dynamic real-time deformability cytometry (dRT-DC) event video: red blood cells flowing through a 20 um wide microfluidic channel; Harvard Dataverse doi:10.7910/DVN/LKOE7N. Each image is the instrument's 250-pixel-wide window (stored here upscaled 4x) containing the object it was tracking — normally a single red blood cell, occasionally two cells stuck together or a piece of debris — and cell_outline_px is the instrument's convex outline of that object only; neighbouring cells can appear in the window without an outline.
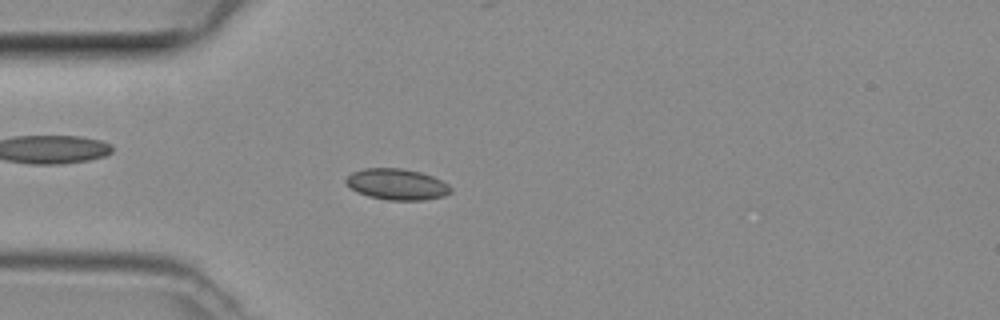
{"species": "common noctule bat (a hibernating species)", "species_latin": "Nyctalus noctula", "temperature_condition": "room temperature", "stored_images_in_passage": 45, "camera_frame_rate_fps": 3000, "um_per_image_px": 0.085, "animal": {"sex": "female", "body_mass_g": 29.2, "forearm_length_mm": 56.3}, "frame": {"image": 1, "passage_image": 10, "time_ms": 3.0, "image_size_px": [1000, 320], "cell_outline_px": [[452, 192], [444, 196], [424, 200], [388, 200], [368, 196], [356, 192], [344, 180], [352, 172], [364, 168], [400, 168], [420, 172], [432, 176], [448, 184], [452, 188]], "centroid_in_image_um": [33.74, 15.67], "position_along_channel_um": 51.3, "area_um2": 18.96}}
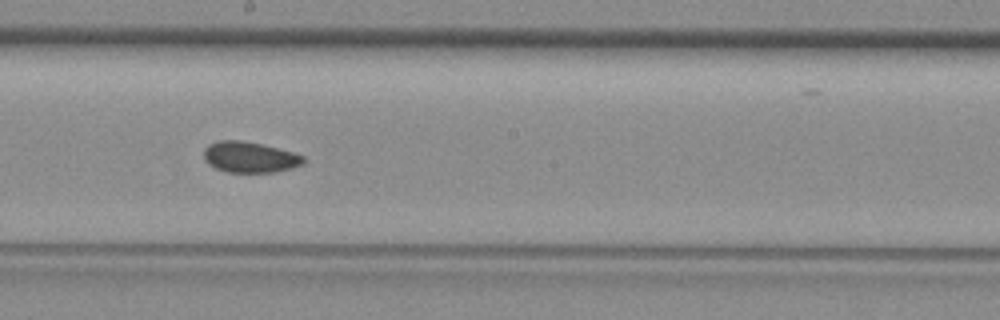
{"frame": {"image": 2, "passage_image": 23, "time_ms": 7.333, "image_size_px": [1000, 320], "cell_outline_px": [[304, 164], [292, 168], [276, 172], [228, 172], [216, 168], [208, 164], [204, 160], [204, 148], [208, 144], [220, 140], [240, 140], [260, 144], [292, 152], [304, 156]], "centroid_in_image_um": [21.21, 13.36], "position_along_channel_um": 227.0, "area_um2": 17.86}}
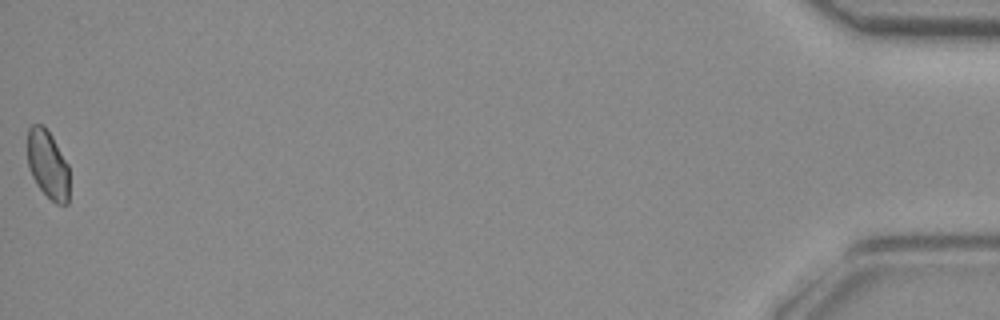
{"frame": {"image": 3, "passage_image": 45, "time_ms": 14.667, "image_size_px": [1000, 320], "cell_outline_px": [[68, 204], [56, 204], [36, 184], [28, 168], [28, 128], [32, 124], [44, 124], [52, 136], [68, 164]], "centroid_in_image_um": [4.05, 13.95], "position_along_channel_um": 431.1, "area_um2": 16.65}}